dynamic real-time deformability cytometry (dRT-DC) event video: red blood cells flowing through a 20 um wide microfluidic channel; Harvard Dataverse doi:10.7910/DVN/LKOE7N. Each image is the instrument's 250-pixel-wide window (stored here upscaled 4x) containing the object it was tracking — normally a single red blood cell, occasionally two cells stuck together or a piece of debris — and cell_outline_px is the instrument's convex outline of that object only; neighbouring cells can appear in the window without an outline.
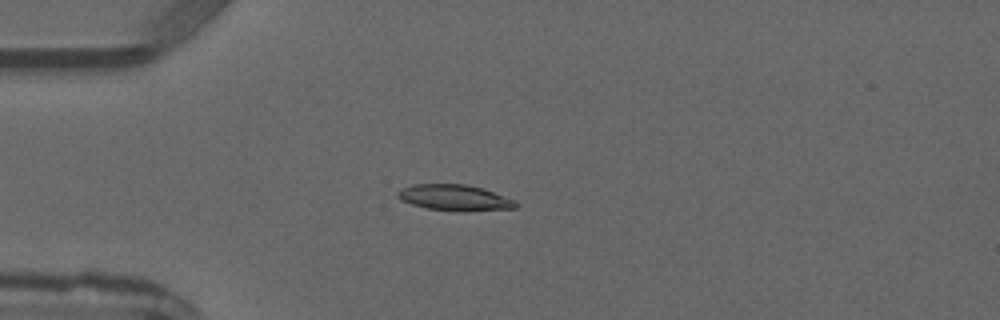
{"species": "common noctule bat (a hibernating species)", "species_latin": "Nyctalus noctula", "temperature_condition": "warm", "stored_images_in_passage": 1, "camera_frame_rate_fps": 3000, "um_per_image_px": 0.085, "animal": {"sex": "male", "forearm_length_mm": 52.5}, "frame": {"image": 1, "passage_image": 1, "time_ms": 0.0, "image_size_px": [1000, 320], "cell_outline_px": [[520, 204], [516, 208], [428, 208], [412, 204], [400, 200], [396, 196], [396, 192], [412, 184], [464, 184], [484, 188], [516, 200]], "centroid_in_image_um": [38.6, 16.73], "position_along_channel_um": 46.4, "area_um2": 16.82}}